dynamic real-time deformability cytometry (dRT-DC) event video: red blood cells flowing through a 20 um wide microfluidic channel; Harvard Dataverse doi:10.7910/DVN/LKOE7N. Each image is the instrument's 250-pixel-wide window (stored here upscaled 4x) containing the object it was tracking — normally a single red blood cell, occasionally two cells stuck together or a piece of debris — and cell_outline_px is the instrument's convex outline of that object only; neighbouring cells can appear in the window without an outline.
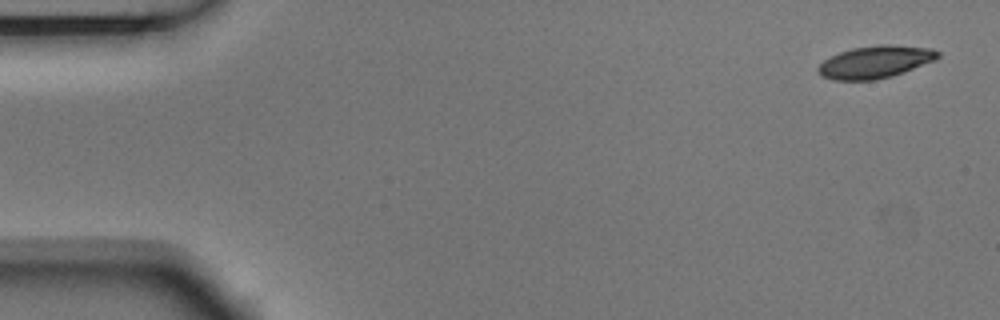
{"species": "Egyptian fruit bat (a non-hibernating species)", "species_latin": "Rousettus aegyptiacus", "temperature_condition": "room temperature", "stored_images_in_passage": 5, "camera_frame_rate_fps": 3000, "um_per_image_px": 0.085, "animal": {"sex": "male"}, "frame": {"image": 1, "passage_image": 1, "time_ms": 0.0, "image_size_px": [1000, 320], "cell_outline_px": [[940, 56], [936, 60], [904, 72], [892, 76], [876, 80], [832, 80], [820, 76], [816, 72], [816, 68], [824, 60], [840, 52], [852, 48], [880, 44], [888, 44], [932, 48], [940, 52]], "centroid_in_image_um": [74.39, 5.27], "position_along_channel_um": 10.6, "area_um2": 22.83}}
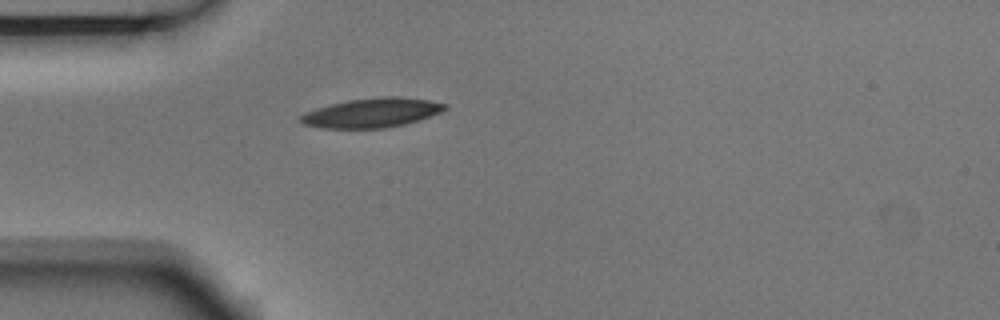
{"frame": {"image": 2, "passage_image": 5, "time_ms": 1.333, "image_size_px": [1000, 320], "cell_outline_px": [[448, 108], [440, 112], [404, 124], [384, 128], [320, 128], [304, 124], [300, 120], [300, 116], [304, 112], [316, 108], [348, 100], [384, 96], [400, 96], [428, 100], [448, 104]], "centroid_in_image_um": [31.6, 9.58], "position_along_channel_um": 53.4, "area_um2": 24.51}}